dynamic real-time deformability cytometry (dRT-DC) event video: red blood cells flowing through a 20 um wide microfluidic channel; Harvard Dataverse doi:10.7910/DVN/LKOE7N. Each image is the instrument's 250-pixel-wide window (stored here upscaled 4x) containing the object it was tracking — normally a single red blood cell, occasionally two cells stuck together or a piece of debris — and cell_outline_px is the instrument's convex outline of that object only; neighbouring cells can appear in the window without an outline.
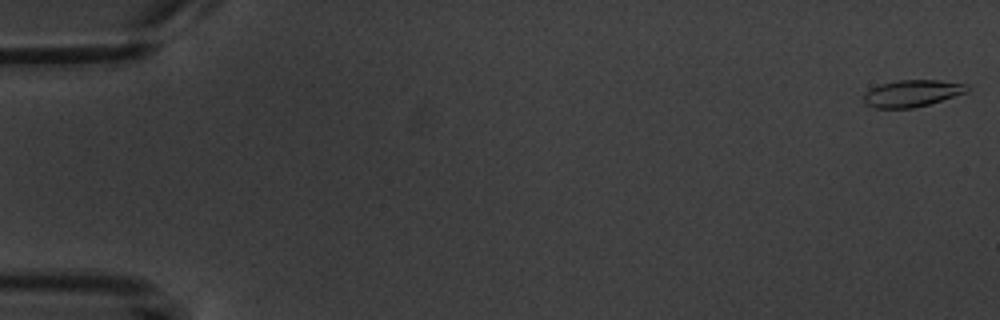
{"species": "common noctule bat (a hibernating species)", "species_latin": "Nyctalus noctula", "temperature_condition": "warm", "stored_images_in_passage": 4, "camera_frame_rate_fps": 3000, "um_per_image_px": 0.085, "animal": {"sex": "male", "body_mass_g": 20.1, "forearm_length_mm": 53.5}, "frame": {"image": 1, "passage_image": 1, "time_ms": 0.0, "image_size_px": [1000, 320], "cell_outline_px": [[968, 92], [928, 104], [912, 108], [876, 108], [868, 104], [864, 100], [864, 92], [880, 84], [900, 80], [936, 80], [968, 84]], "centroid_in_image_um": [77.54, 7.93], "position_along_channel_um": 7.5, "area_um2": 15.95}}